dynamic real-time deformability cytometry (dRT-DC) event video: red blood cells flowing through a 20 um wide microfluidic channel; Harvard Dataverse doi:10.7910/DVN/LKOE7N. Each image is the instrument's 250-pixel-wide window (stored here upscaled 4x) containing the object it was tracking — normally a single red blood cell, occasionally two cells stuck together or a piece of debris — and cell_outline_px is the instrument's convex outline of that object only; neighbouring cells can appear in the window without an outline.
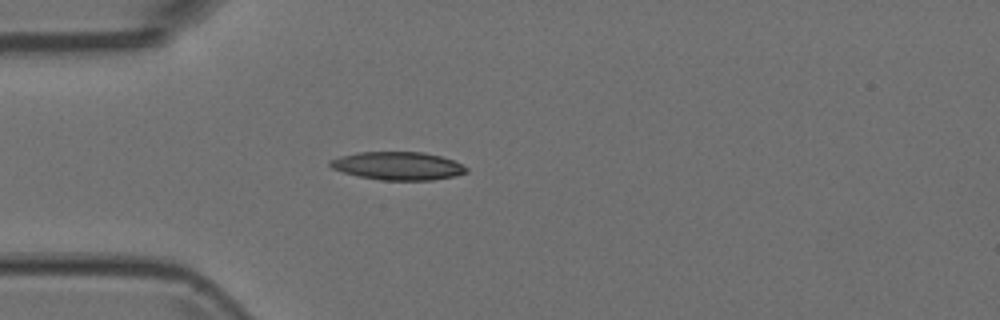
{"species": "Egyptian fruit bat (a non-hibernating species)", "species_latin": "Rousettus aegyptiacus", "temperature_condition": "room temperature", "stored_images_in_passage": 5, "camera_frame_rate_fps": 3000, "um_per_image_px": 0.085, "animal": {"sex": "female"}, "frame": {"image": 1, "passage_image": 5, "time_ms": 1.333, "image_size_px": [1000, 320], "cell_outline_px": [[468, 172], [456, 176], [432, 180], [380, 180], [360, 176], [344, 172], [332, 168], [328, 164], [328, 160], [340, 156], [356, 152], [424, 152], [440, 156], [452, 160], [468, 168]], "centroid_in_image_um": [33.81, 14.1], "position_along_channel_um": 51.2, "area_um2": 22.31}}